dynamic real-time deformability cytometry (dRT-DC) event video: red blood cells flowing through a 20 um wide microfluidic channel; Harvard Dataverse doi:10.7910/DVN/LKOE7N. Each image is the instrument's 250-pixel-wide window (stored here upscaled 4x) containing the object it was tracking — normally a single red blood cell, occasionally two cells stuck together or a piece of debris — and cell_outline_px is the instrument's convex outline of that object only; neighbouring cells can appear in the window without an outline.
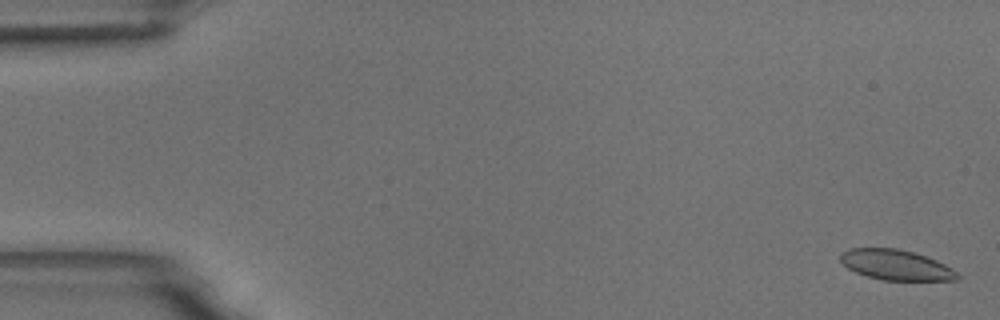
{"species": "common noctule bat (a hibernating species)", "species_latin": "Nyctalus noctula", "temperature_condition": "room temperature", "stored_images_in_passage": 6, "camera_frame_rate_fps": 3000, "um_per_image_px": 0.085, "animal": {"sex": "male", "body_mass_g": 18.8}, "frame": {"image": 1, "passage_image": 1, "time_ms": 0.0, "image_size_px": [1000, 320], "cell_outline_px": [[960, 280], [880, 280], [856, 272], [848, 268], [840, 260], [840, 252], [848, 248], [896, 248], [912, 252], [936, 260], [952, 268], [960, 276]], "centroid_in_image_um": [76.14, 22.52], "position_along_channel_um": 8.9, "area_um2": 20.58}}
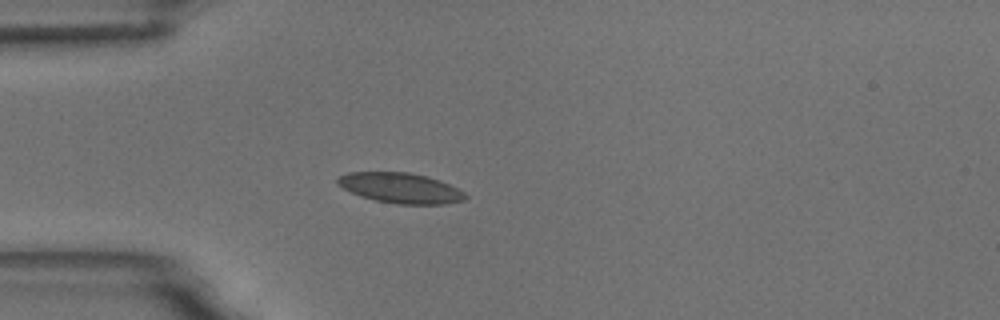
{"frame": {"image": 2, "passage_image": 5, "time_ms": 4.667, "image_size_px": [1000, 320], "cell_outline_px": [[468, 196], [464, 200], [444, 204], [396, 204], [376, 200], [360, 196], [336, 184], [336, 176], [348, 172], [408, 172], [428, 176], [440, 180], [464, 192]], "centroid_in_image_um": [34.02, 15.97], "position_along_channel_um": 51.0, "area_um2": 22.6}}